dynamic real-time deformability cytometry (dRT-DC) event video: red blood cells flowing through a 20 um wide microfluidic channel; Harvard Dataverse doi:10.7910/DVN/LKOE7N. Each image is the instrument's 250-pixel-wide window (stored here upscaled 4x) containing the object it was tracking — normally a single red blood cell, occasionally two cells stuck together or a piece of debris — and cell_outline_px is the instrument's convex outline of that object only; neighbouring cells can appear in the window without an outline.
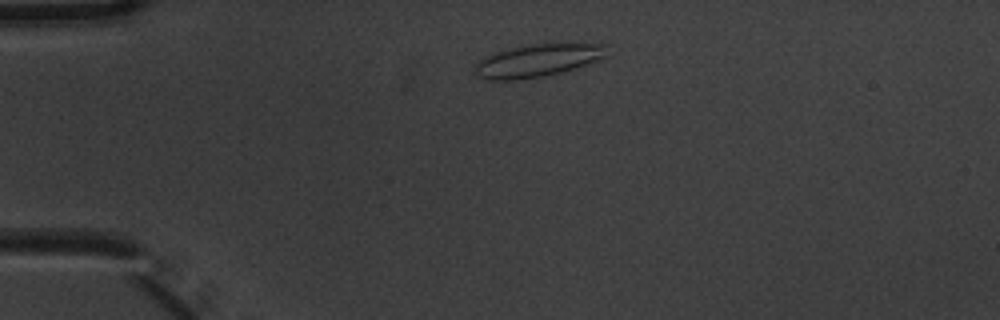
{"species": "common noctule bat (a hibernating species)", "species_latin": "Nyctalus noctula", "temperature_condition": "warm", "stored_images_in_passage": 2, "camera_frame_rate_fps": 3000, "um_per_image_px": 0.085, "animal": {"sex": "male", "body_mass_g": 20.1, "forearm_length_mm": 53.5}, "frame": {"image": 1, "passage_image": 1, "time_ms": 0.0, "image_size_px": [1000, 320], "cell_outline_px": [[608, 56], [576, 68], [544, 76], [516, 80], [484, 80], [476, 76], [476, 64], [484, 56], [496, 52], [524, 44], [572, 40], [580, 40], [608, 44]], "centroid_in_image_um": [45.83, 5.07], "position_along_channel_um": 39.2, "area_um2": 26.53}}